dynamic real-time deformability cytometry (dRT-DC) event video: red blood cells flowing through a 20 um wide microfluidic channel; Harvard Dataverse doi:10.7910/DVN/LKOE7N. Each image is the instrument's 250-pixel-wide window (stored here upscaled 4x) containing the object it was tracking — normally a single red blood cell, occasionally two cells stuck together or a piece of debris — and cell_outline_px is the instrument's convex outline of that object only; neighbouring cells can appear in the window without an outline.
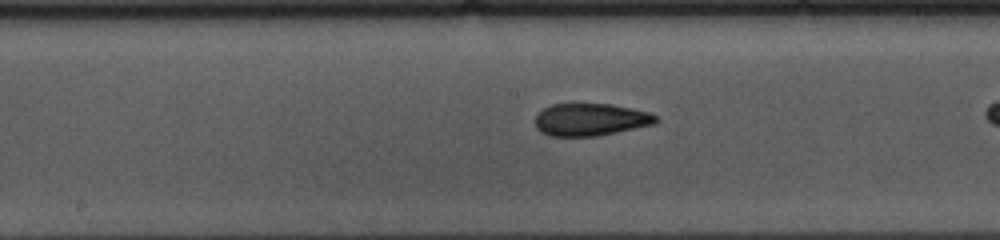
{"species": "common noctule bat (a hibernating species)", "species_latin": "Nyctalus noctula", "temperature_condition": "cold", "stored_images_in_passage": 35, "camera_frame_rate_fps": 3000, "um_per_image_px": 0.085, "animal": {"sex": "female", "body_mass_g": 10.0, "forearm_length_mm": 53.1}, "frame": {"image": 1, "passage_image": 20, "time_ms": 6.333, "image_size_px": [1000, 240], "cell_outline_px": [[660, 120], [656, 124], [596, 136], [548, 136], [540, 132], [536, 128], [536, 116], [544, 108], [552, 104], [612, 104], [632, 108], [648, 112], [656, 116]], "centroid_in_image_um": [50.21, 10.17], "position_along_channel_um": 198.0, "area_um2": 22.83}}
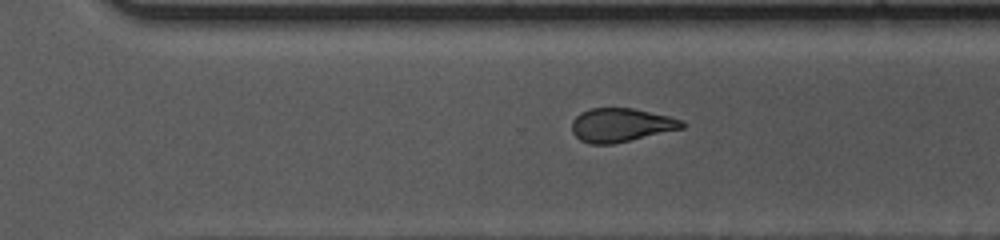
{"frame": {"image": 2, "passage_image": 30, "time_ms": 9.667, "image_size_px": [1000, 240], "cell_outline_px": [[684, 128], [612, 144], [588, 144], [580, 140], [572, 132], [572, 120], [580, 112], [592, 108], [632, 108], [668, 116], [684, 120]], "centroid_in_image_um": [52.76, 10.63], "position_along_channel_um": 317.8, "area_um2": 21.56}}